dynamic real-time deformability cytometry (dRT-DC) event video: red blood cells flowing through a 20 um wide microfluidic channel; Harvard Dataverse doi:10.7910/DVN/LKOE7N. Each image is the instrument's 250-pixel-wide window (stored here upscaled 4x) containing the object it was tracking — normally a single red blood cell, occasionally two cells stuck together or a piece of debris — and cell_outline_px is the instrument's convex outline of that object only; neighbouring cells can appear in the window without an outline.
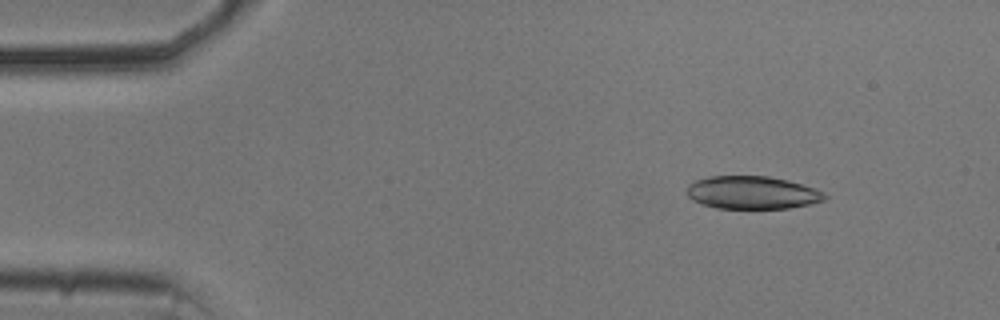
{"species": "common noctule bat (a hibernating species)", "species_latin": "Nyctalus noctula", "temperature_condition": "cold", "stored_images_in_passage": 52, "camera_frame_rate_fps": 3000, "um_per_image_px": 0.085, "animal": {"sex": "male", "body_mass_g": 20.5, "forearm_length_mm": 52.5}, "frame": {"image": 1, "passage_image": 5, "time_ms": 1.333, "image_size_px": [1000, 320], "cell_outline_px": [[828, 196], [824, 200], [808, 204], [788, 208], [716, 208], [692, 200], [688, 196], [688, 184], [696, 180], [708, 176], [768, 176], [788, 180], [816, 188], [824, 192]], "centroid_in_image_um": [63.95, 16.36], "position_along_channel_um": 21.0, "area_um2": 26.36}}
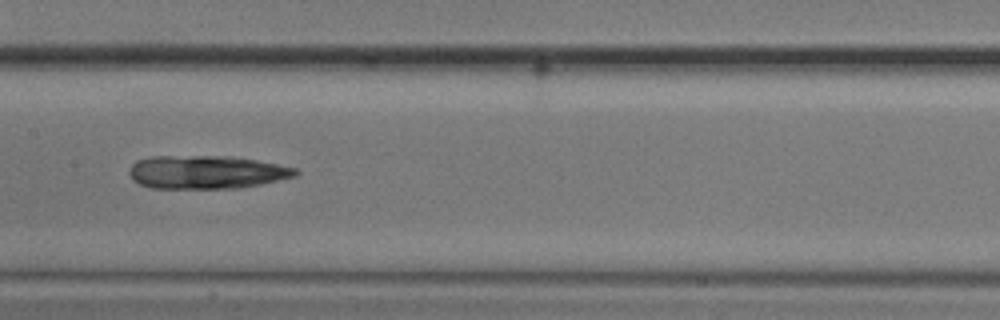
{"frame": {"image": 2, "passage_image": 25, "time_ms": 8.0, "image_size_px": [1000, 320], "cell_outline_px": [[300, 172], [296, 176], [260, 184], [240, 188], [152, 188], [140, 184], [132, 180], [128, 172], [132, 164], [136, 160], [148, 156], [228, 156], [256, 160], [296, 168]], "centroid_in_image_um": [17.51, 14.63], "position_along_channel_um": 189.9, "area_um2": 32.31}}
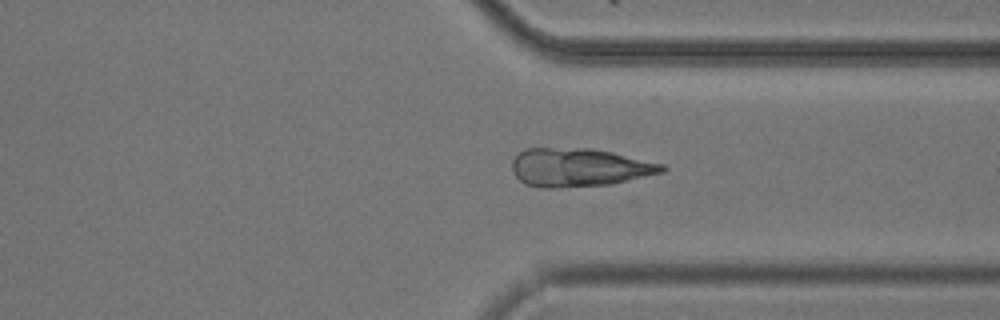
{"frame": {"image": 3, "passage_image": 39, "time_ms": 12.667, "image_size_px": [1000, 320], "cell_outline_px": [[668, 168], [664, 172], [612, 184], [556, 188], [540, 188], [524, 184], [512, 172], [512, 160], [524, 148], [592, 148], [612, 152], [664, 164]], "centroid_in_image_um": [49.22, 14.23], "position_along_channel_um": 362.2, "area_um2": 33.81}}